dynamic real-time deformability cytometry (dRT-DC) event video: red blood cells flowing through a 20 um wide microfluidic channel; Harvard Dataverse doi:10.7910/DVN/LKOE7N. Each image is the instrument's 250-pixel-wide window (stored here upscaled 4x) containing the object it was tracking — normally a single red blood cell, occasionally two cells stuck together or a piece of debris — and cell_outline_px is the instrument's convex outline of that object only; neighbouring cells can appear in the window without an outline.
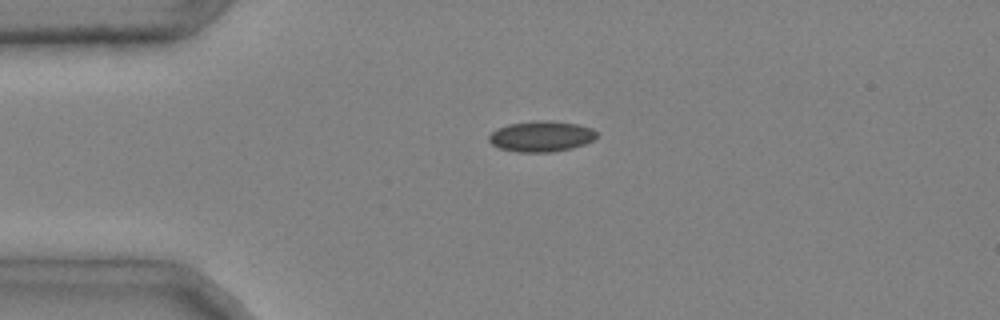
{"species": "common noctule bat (a hibernating species)", "species_latin": "Nyctalus noctula", "temperature_condition": "cold", "stored_images_in_passage": 35, "camera_frame_rate_fps": 3000, "um_per_image_px": 0.085, "animal": {"sex": "male", "body_mass_g": 20.4}, "frame": {"image": 1, "passage_image": 1, "time_ms": 0.0, "image_size_px": [1000, 320], "cell_outline_px": [[596, 136], [592, 140], [584, 144], [572, 148], [552, 152], [516, 152], [500, 148], [492, 144], [488, 140], [488, 136], [496, 128], [508, 124], [536, 120], [548, 120], [576, 124], [592, 128], [596, 132]], "centroid_in_image_um": [45.97, 11.58], "position_along_channel_um": 39.0, "area_um2": 19.31}}
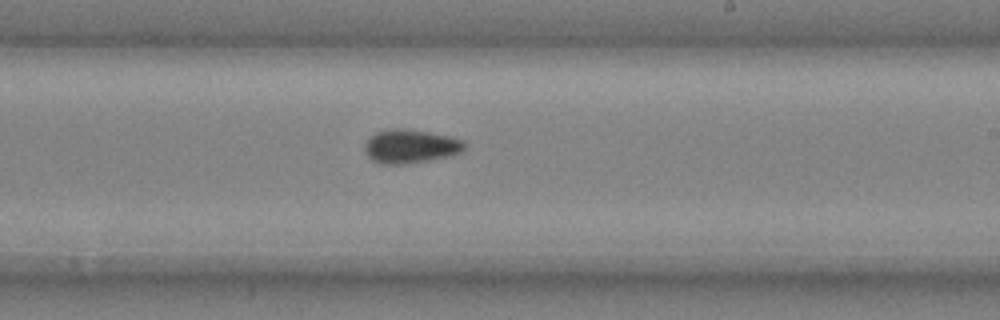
{"frame": {"image": 2, "passage_image": 19, "time_ms": 6.0, "image_size_px": [1000, 320], "cell_outline_px": [[464, 148], [460, 152], [452, 156], [404, 164], [380, 164], [372, 160], [368, 156], [364, 148], [364, 144], [376, 132], [392, 128], [404, 128], [428, 132], [448, 136], [464, 140]], "centroid_in_image_um": [34.88, 12.44], "position_along_channel_um": 254.1, "area_um2": 19.54}}
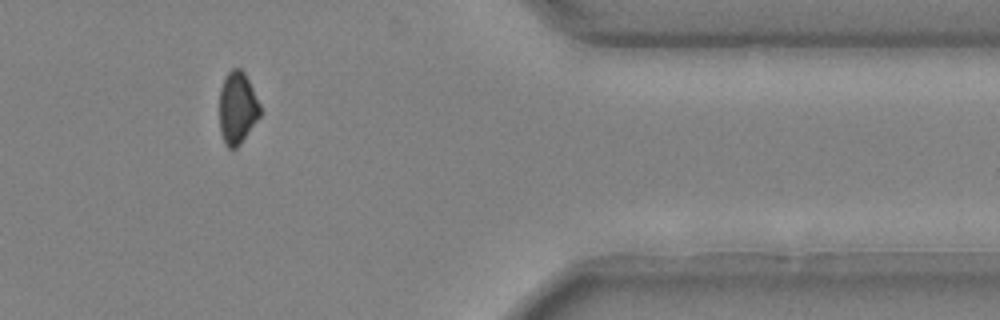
{"frame": {"image": 3, "passage_image": 31, "time_ms": 10.0, "image_size_px": [1000, 320], "cell_outline_px": [[260, 116], [240, 144], [236, 148], [228, 148], [224, 144], [220, 132], [220, 88], [228, 72], [232, 68], [240, 68], [244, 72], [260, 104]], "centroid_in_image_um": [20.16, 9.19], "position_along_channel_um": 391.2, "area_um2": 16.99}}